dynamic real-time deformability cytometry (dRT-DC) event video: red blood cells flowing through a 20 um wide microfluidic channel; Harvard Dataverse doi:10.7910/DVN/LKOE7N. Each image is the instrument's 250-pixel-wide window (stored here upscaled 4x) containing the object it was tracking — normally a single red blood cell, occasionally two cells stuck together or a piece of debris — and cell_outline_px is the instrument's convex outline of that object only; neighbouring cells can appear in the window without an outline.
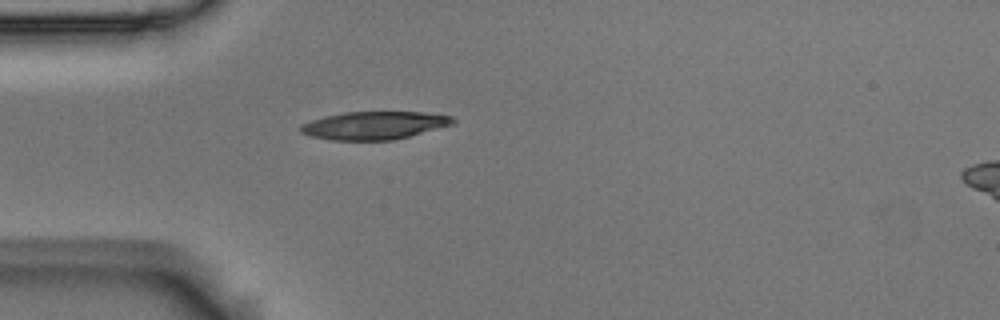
{"species": "Egyptian fruit bat (a non-hibernating species)", "species_latin": "Rousettus aegyptiacus", "temperature_condition": "room temperature", "stored_images_in_passage": 40, "camera_frame_rate_fps": 3000, "um_per_image_px": 0.085, "animal": {"sex": "male"}, "frame": {"image": 1, "passage_image": 1, "time_ms": 0.0, "image_size_px": [1000, 320], "cell_outline_px": [[456, 120], [452, 124], [408, 136], [392, 140], [332, 140], [312, 136], [300, 132], [300, 124], [324, 116], [344, 112], [424, 112], [452, 116]], "centroid_in_image_um": [31.78, 10.65], "position_along_channel_um": 53.2, "area_um2": 24.57}}
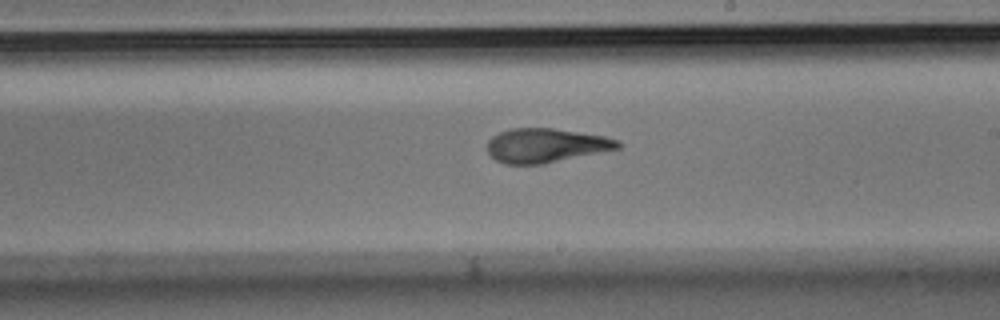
{"frame": {"image": 2, "passage_image": 17, "time_ms": 5.333, "image_size_px": [1000, 320], "cell_outline_px": [[624, 144], [620, 148], [544, 164], [504, 164], [496, 160], [488, 152], [488, 140], [492, 136], [500, 132], [512, 128], [552, 128], [604, 136], [616, 140]], "centroid_in_image_um": [46.39, 12.37], "position_along_channel_um": 242.6, "area_um2": 25.89}}
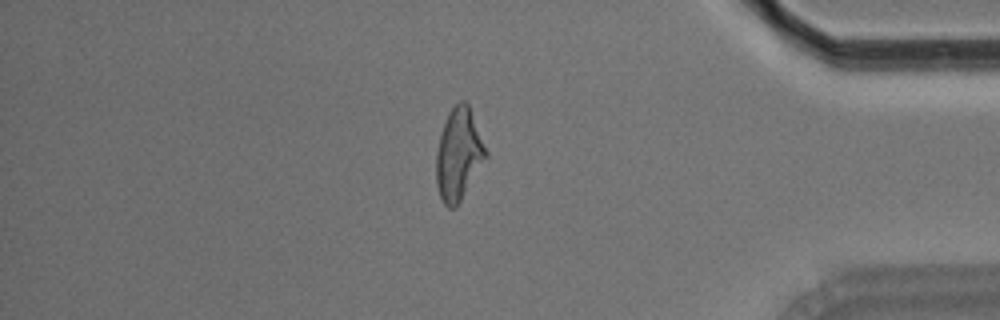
{"frame": {"image": 3, "passage_image": 32, "time_ms": 10.333, "image_size_px": [1000, 320], "cell_outline_px": [[488, 156], [456, 208], [448, 208], [444, 204], [440, 196], [436, 184], [436, 156], [440, 136], [444, 124], [452, 108], [460, 100], [464, 100], [468, 104], [488, 152]], "centroid_in_image_um": [38.99, 13.16], "position_along_channel_um": 396.2, "area_um2": 26.3}, "authors_computed_cell_mechanics": {"area_um2": 26.0678, "velocity_mm_per_s": 3.6762, "shape_relaxation_time_tau1_ms": 5.3536, "shape_relaxation_time_tau2_ms": 1.2488, "deformation_change_tau1": 0.1912, "deformation_change_tau2": 0.0777}}